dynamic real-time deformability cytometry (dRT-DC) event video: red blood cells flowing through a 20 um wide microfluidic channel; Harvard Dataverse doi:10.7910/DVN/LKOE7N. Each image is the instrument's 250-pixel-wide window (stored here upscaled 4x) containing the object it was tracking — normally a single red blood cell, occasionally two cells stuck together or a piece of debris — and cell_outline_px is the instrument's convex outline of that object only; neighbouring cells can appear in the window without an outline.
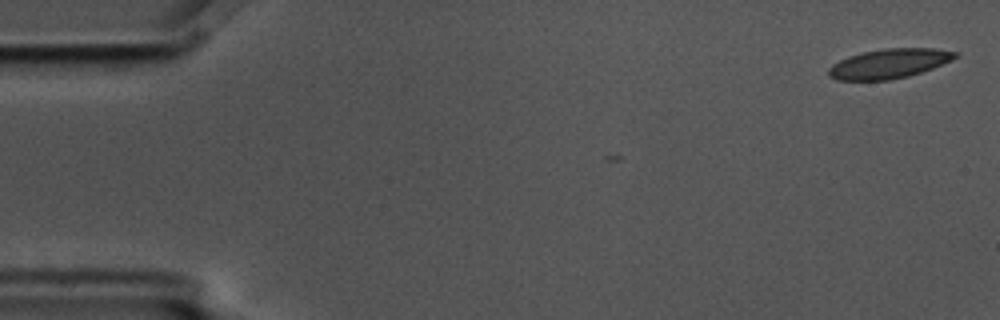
{"species": "common noctule bat (a hibernating species)", "species_latin": "Nyctalus noctula", "temperature_condition": "cold", "stored_images_in_passage": 2, "camera_frame_rate_fps": 3000, "um_per_image_px": 0.085, "animal": {"sex": "male", "body_mass_g": 17.5, "forearm_length_mm": 52.3}, "frame": {"image": 1, "passage_image": 2, "time_ms": 0.333, "image_size_px": [1000, 320], "cell_outline_px": [[960, 56], [952, 60], [932, 68], [908, 76], [888, 80], [836, 80], [828, 76], [828, 68], [832, 64], [848, 56], [864, 52], [884, 48], [936, 48], [960, 52]], "centroid_in_image_um": [75.59, 5.4], "position_along_channel_um": 9.4, "area_um2": 21.91}}